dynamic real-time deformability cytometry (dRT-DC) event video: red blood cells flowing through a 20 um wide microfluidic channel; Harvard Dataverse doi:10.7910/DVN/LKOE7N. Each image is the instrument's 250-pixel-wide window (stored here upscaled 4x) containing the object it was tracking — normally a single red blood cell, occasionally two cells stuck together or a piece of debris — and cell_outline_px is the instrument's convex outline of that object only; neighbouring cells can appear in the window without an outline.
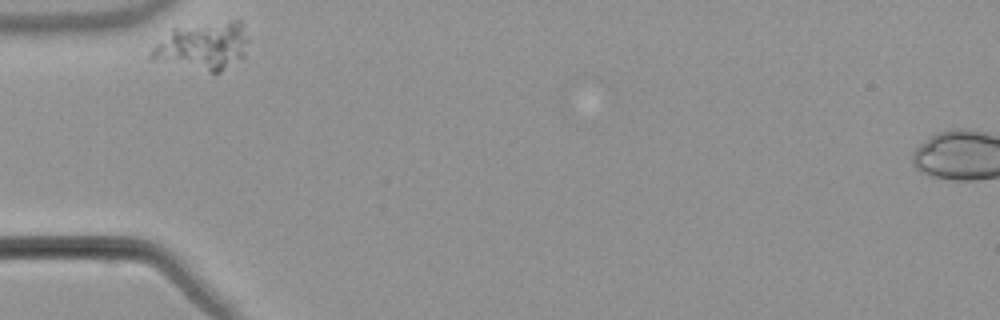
{"species": "common noctule bat (a hibernating species)", "species_latin": "Nyctalus noctula", "temperature_condition": "warm", "stored_images_in_passage": 32, "camera_frame_rate_fps": 3000, "um_per_image_px": 0.085, "animal": {"sex": "male", "body_mass_g": 21.5, "forearm_length_mm": 52.0}, "frame": {"image": 1, "passage_image": 1, "time_ms": 0.0, "image_size_px": [1000, 320], "cell_outline_px": [[248, 40], [244, 56], [220, 72], [212, 72], [152, 60], [148, 56], [152, 48], [172, 28], [232, 20], [240, 20], [248, 36]], "centroid_in_image_um": [17.25, 3.9], "position_along_channel_um": 67.7, "area_um2": 26.76}}
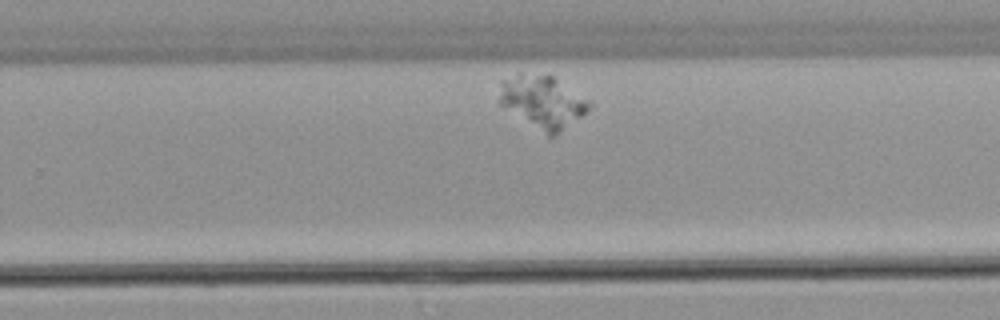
{"frame": {"image": 2, "passage_image": 22, "time_ms": 7.0, "image_size_px": [1000, 320], "cell_outline_px": [[592, 108], [556, 136], [548, 136], [500, 104], [496, 100], [500, 80], [520, 72], [552, 76], [592, 100]], "centroid_in_image_um": [46.13, 8.63], "position_along_channel_um": 283.7, "area_um2": 28.03}}
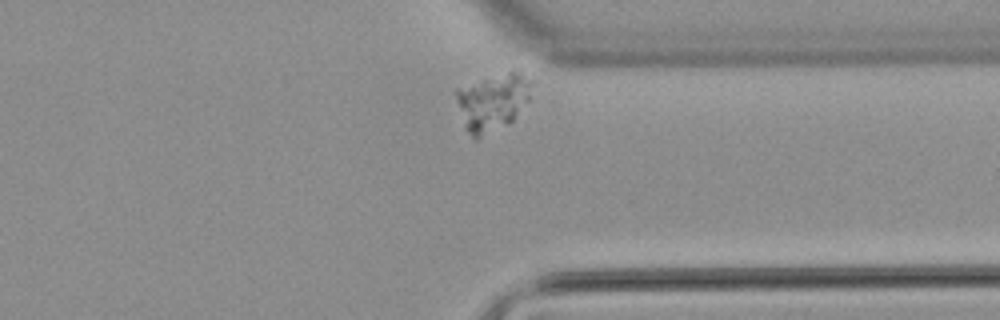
{"frame": {"image": 3, "passage_image": 30, "time_ms": 9.667, "image_size_px": [1000, 320], "cell_outline_px": [[532, 84], [528, 100], [512, 120], [508, 124], [476, 140], [464, 128], [456, 100], [456, 88], [512, 68], [520, 68], [532, 80]], "centroid_in_image_um": [41.89, 8.6], "position_along_channel_um": 369.5, "area_um2": 25.72}}